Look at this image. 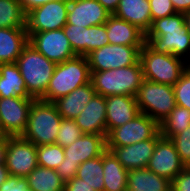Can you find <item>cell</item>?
Masks as SVG:
<instances>
[{
  "label": "cell",
  "instance_id": "6da1fadb",
  "mask_svg": "<svg viewBox=\"0 0 190 191\" xmlns=\"http://www.w3.org/2000/svg\"><path fill=\"white\" fill-rule=\"evenodd\" d=\"M145 44L156 53L172 54L182 59L188 56L190 59V36L184 13L154 20L146 34Z\"/></svg>",
  "mask_w": 190,
  "mask_h": 191
},
{
  "label": "cell",
  "instance_id": "7a4b0ae2",
  "mask_svg": "<svg viewBox=\"0 0 190 191\" xmlns=\"http://www.w3.org/2000/svg\"><path fill=\"white\" fill-rule=\"evenodd\" d=\"M62 116L53 102L35 99L22 138L36 146L55 144Z\"/></svg>",
  "mask_w": 190,
  "mask_h": 191
},
{
  "label": "cell",
  "instance_id": "3957f363",
  "mask_svg": "<svg viewBox=\"0 0 190 191\" xmlns=\"http://www.w3.org/2000/svg\"><path fill=\"white\" fill-rule=\"evenodd\" d=\"M91 73L87 57L75 56L56 65L46 93L40 100L54 102L73 90L90 82Z\"/></svg>",
  "mask_w": 190,
  "mask_h": 191
},
{
  "label": "cell",
  "instance_id": "277c9868",
  "mask_svg": "<svg viewBox=\"0 0 190 191\" xmlns=\"http://www.w3.org/2000/svg\"><path fill=\"white\" fill-rule=\"evenodd\" d=\"M28 94L40 99L47 91L56 63L47 59L31 44H27L16 60Z\"/></svg>",
  "mask_w": 190,
  "mask_h": 191
},
{
  "label": "cell",
  "instance_id": "5b68a950",
  "mask_svg": "<svg viewBox=\"0 0 190 191\" xmlns=\"http://www.w3.org/2000/svg\"><path fill=\"white\" fill-rule=\"evenodd\" d=\"M90 73V81L96 94L104 97L112 95L136 97L144 79L139 60L134 65L128 67Z\"/></svg>",
  "mask_w": 190,
  "mask_h": 191
},
{
  "label": "cell",
  "instance_id": "8992f818",
  "mask_svg": "<svg viewBox=\"0 0 190 191\" xmlns=\"http://www.w3.org/2000/svg\"><path fill=\"white\" fill-rule=\"evenodd\" d=\"M182 58L172 54L156 53L146 44L141 48L139 61L143 78L152 82L173 86L190 65Z\"/></svg>",
  "mask_w": 190,
  "mask_h": 191
},
{
  "label": "cell",
  "instance_id": "52a82bcc",
  "mask_svg": "<svg viewBox=\"0 0 190 191\" xmlns=\"http://www.w3.org/2000/svg\"><path fill=\"white\" fill-rule=\"evenodd\" d=\"M63 149L65 158L56 171L64 181H68L75 177L81 163L99 157L107 151L106 136L83 134L73 144Z\"/></svg>",
  "mask_w": 190,
  "mask_h": 191
},
{
  "label": "cell",
  "instance_id": "ba28073f",
  "mask_svg": "<svg viewBox=\"0 0 190 191\" xmlns=\"http://www.w3.org/2000/svg\"><path fill=\"white\" fill-rule=\"evenodd\" d=\"M140 113L148 115L159 124L176 107L173 86L142 80L136 95Z\"/></svg>",
  "mask_w": 190,
  "mask_h": 191
},
{
  "label": "cell",
  "instance_id": "9c48e42d",
  "mask_svg": "<svg viewBox=\"0 0 190 191\" xmlns=\"http://www.w3.org/2000/svg\"><path fill=\"white\" fill-rule=\"evenodd\" d=\"M142 47L108 44L96 49L86 56L90 72H100L134 65L139 60Z\"/></svg>",
  "mask_w": 190,
  "mask_h": 191
},
{
  "label": "cell",
  "instance_id": "30bf717a",
  "mask_svg": "<svg viewBox=\"0 0 190 191\" xmlns=\"http://www.w3.org/2000/svg\"><path fill=\"white\" fill-rule=\"evenodd\" d=\"M160 131L159 123L140 113L133 120L112 129L106 136L107 147L129 146L153 138Z\"/></svg>",
  "mask_w": 190,
  "mask_h": 191
},
{
  "label": "cell",
  "instance_id": "8fae6325",
  "mask_svg": "<svg viewBox=\"0 0 190 191\" xmlns=\"http://www.w3.org/2000/svg\"><path fill=\"white\" fill-rule=\"evenodd\" d=\"M69 0H53L26 14L27 33L62 29L67 23Z\"/></svg>",
  "mask_w": 190,
  "mask_h": 191
},
{
  "label": "cell",
  "instance_id": "7c38bea8",
  "mask_svg": "<svg viewBox=\"0 0 190 191\" xmlns=\"http://www.w3.org/2000/svg\"><path fill=\"white\" fill-rule=\"evenodd\" d=\"M5 164L10 175L26 178L38 166L37 146L21 136H8Z\"/></svg>",
  "mask_w": 190,
  "mask_h": 191
},
{
  "label": "cell",
  "instance_id": "4fadbf2b",
  "mask_svg": "<svg viewBox=\"0 0 190 191\" xmlns=\"http://www.w3.org/2000/svg\"><path fill=\"white\" fill-rule=\"evenodd\" d=\"M28 43L50 61L59 64L77 56L62 29L27 33Z\"/></svg>",
  "mask_w": 190,
  "mask_h": 191
},
{
  "label": "cell",
  "instance_id": "5bb4252c",
  "mask_svg": "<svg viewBox=\"0 0 190 191\" xmlns=\"http://www.w3.org/2000/svg\"><path fill=\"white\" fill-rule=\"evenodd\" d=\"M35 98L0 97V122L7 136H21L26 129L30 106Z\"/></svg>",
  "mask_w": 190,
  "mask_h": 191
},
{
  "label": "cell",
  "instance_id": "9a60e30c",
  "mask_svg": "<svg viewBox=\"0 0 190 191\" xmlns=\"http://www.w3.org/2000/svg\"><path fill=\"white\" fill-rule=\"evenodd\" d=\"M185 167L174 143L170 139L161 137L156 143L147 168L172 181Z\"/></svg>",
  "mask_w": 190,
  "mask_h": 191
},
{
  "label": "cell",
  "instance_id": "2e32d148",
  "mask_svg": "<svg viewBox=\"0 0 190 191\" xmlns=\"http://www.w3.org/2000/svg\"><path fill=\"white\" fill-rule=\"evenodd\" d=\"M110 15L97 0H69L66 25L83 28L102 25Z\"/></svg>",
  "mask_w": 190,
  "mask_h": 191
},
{
  "label": "cell",
  "instance_id": "e0dca14e",
  "mask_svg": "<svg viewBox=\"0 0 190 191\" xmlns=\"http://www.w3.org/2000/svg\"><path fill=\"white\" fill-rule=\"evenodd\" d=\"M162 137L160 131L151 139L129 146L107 147L126 170L147 168L157 141Z\"/></svg>",
  "mask_w": 190,
  "mask_h": 191
},
{
  "label": "cell",
  "instance_id": "ac0fdd59",
  "mask_svg": "<svg viewBox=\"0 0 190 191\" xmlns=\"http://www.w3.org/2000/svg\"><path fill=\"white\" fill-rule=\"evenodd\" d=\"M105 102L107 134L140 114L135 96L112 95L105 97Z\"/></svg>",
  "mask_w": 190,
  "mask_h": 191
},
{
  "label": "cell",
  "instance_id": "d6986e66",
  "mask_svg": "<svg viewBox=\"0 0 190 191\" xmlns=\"http://www.w3.org/2000/svg\"><path fill=\"white\" fill-rule=\"evenodd\" d=\"M74 120L83 134L107 136L105 97L95 94Z\"/></svg>",
  "mask_w": 190,
  "mask_h": 191
},
{
  "label": "cell",
  "instance_id": "ffe728a7",
  "mask_svg": "<svg viewBox=\"0 0 190 191\" xmlns=\"http://www.w3.org/2000/svg\"><path fill=\"white\" fill-rule=\"evenodd\" d=\"M110 44L144 46L146 34L131 23L110 15L105 23Z\"/></svg>",
  "mask_w": 190,
  "mask_h": 191
},
{
  "label": "cell",
  "instance_id": "44dd1931",
  "mask_svg": "<svg viewBox=\"0 0 190 191\" xmlns=\"http://www.w3.org/2000/svg\"><path fill=\"white\" fill-rule=\"evenodd\" d=\"M113 15L138 27L145 34L152 26L149 0H120Z\"/></svg>",
  "mask_w": 190,
  "mask_h": 191
},
{
  "label": "cell",
  "instance_id": "7402d4cb",
  "mask_svg": "<svg viewBox=\"0 0 190 191\" xmlns=\"http://www.w3.org/2000/svg\"><path fill=\"white\" fill-rule=\"evenodd\" d=\"M96 94L91 81L78 87L66 96L60 97L53 103L56 105L59 114L64 119H75L79 116L85 105Z\"/></svg>",
  "mask_w": 190,
  "mask_h": 191
},
{
  "label": "cell",
  "instance_id": "603a6c76",
  "mask_svg": "<svg viewBox=\"0 0 190 191\" xmlns=\"http://www.w3.org/2000/svg\"><path fill=\"white\" fill-rule=\"evenodd\" d=\"M27 44L26 29L0 28V64L16 63Z\"/></svg>",
  "mask_w": 190,
  "mask_h": 191
},
{
  "label": "cell",
  "instance_id": "cb8c5ba5",
  "mask_svg": "<svg viewBox=\"0 0 190 191\" xmlns=\"http://www.w3.org/2000/svg\"><path fill=\"white\" fill-rule=\"evenodd\" d=\"M171 181L148 168L128 172L127 191H171Z\"/></svg>",
  "mask_w": 190,
  "mask_h": 191
},
{
  "label": "cell",
  "instance_id": "d4e9b609",
  "mask_svg": "<svg viewBox=\"0 0 190 191\" xmlns=\"http://www.w3.org/2000/svg\"><path fill=\"white\" fill-rule=\"evenodd\" d=\"M31 97L26 89L23 77L16 63L0 64V97Z\"/></svg>",
  "mask_w": 190,
  "mask_h": 191
},
{
  "label": "cell",
  "instance_id": "484cf974",
  "mask_svg": "<svg viewBox=\"0 0 190 191\" xmlns=\"http://www.w3.org/2000/svg\"><path fill=\"white\" fill-rule=\"evenodd\" d=\"M128 172L111 151L103 154L104 191H127Z\"/></svg>",
  "mask_w": 190,
  "mask_h": 191
},
{
  "label": "cell",
  "instance_id": "4316f807",
  "mask_svg": "<svg viewBox=\"0 0 190 191\" xmlns=\"http://www.w3.org/2000/svg\"><path fill=\"white\" fill-rule=\"evenodd\" d=\"M26 179L30 191H64L65 181L54 169L38 165Z\"/></svg>",
  "mask_w": 190,
  "mask_h": 191
},
{
  "label": "cell",
  "instance_id": "83f0119b",
  "mask_svg": "<svg viewBox=\"0 0 190 191\" xmlns=\"http://www.w3.org/2000/svg\"><path fill=\"white\" fill-rule=\"evenodd\" d=\"M103 155L81 163L75 177L82 179L96 191H104Z\"/></svg>",
  "mask_w": 190,
  "mask_h": 191
},
{
  "label": "cell",
  "instance_id": "f1b7e54d",
  "mask_svg": "<svg viewBox=\"0 0 190 191\" xmlns=\"http://www.w3.org/2000/svg\"><path fill=\"white\" fill-rule=\"evenodd\" d=\"M159 126L162 137L171 139L190 126V110L176 105Z\"/></svg>",
  "mask_w": 190,
  "mask_h": 191
},
{
  "label": "cell",
  "instance_id": "f546056e",
  "mask_svg": "<svg viewBox=\"0 0 190 191\" xmlns=\"http://www.w3.org/2000/svg\"><path fill=\"white\" fill-rule=\"evenodd\" d=\"M0 28L26 29V14L19 0H0Z\"/></svg>",
  "mask_w": 190,
  "mask_h": 191
},
{
  "label": "cell",
  "instance_id": "4dcf8cb0",
  "mask_svg": "<svg viewBox=\"0 0 190 191\" xmlns=\"http://www.w3.org/2000/svg\"><path fill=\"white\" fill-rule=\"evenodd\" d=\"M65 158L64 149L58 144L37 146L38 165L56 170Z\"/></svg>",
  "mask_w": 190,
  "mask_h": 191
},
{
  "label": "cell",
  "instance_id": "1f68e13d",
  "mask_svg": "<svg viewBox=\"0 0 190 191\" xmlns=\"http://www.w3.org/2000/svg\"><path fill=\"white\" fill-rule=\"evenodd\" d=\"M84 43H85V57L92 51L110 44L105 24L95 25L86 28Z\"/></svg>",
  "mask_w": 190,
  "mask_h": 191
},
{
  "label": "cell",
  "instance_id": "d6a6232c",
  "mask_svg": "<svg viewBox=\"0 0 190 191\" xmlns=\"http://www.w3.org/2000/svg\"><path fill=\"white\" fill-rule=\"evenodd\" d=\"M82 135L83 133L74 119L62 118L55 144L65 148L73 144Z\"/></svg>",
  "mask_w": 190,
  "mask_h": 191
},
{
  "label": "cell",
  "instance_id": "836d02e7",
  "mask_svg": "<svg viewBox=\"0 0 190 191\" xmlns=\"http://www.w3.org/2000/svg\"><path fill=\"white\" fill-rule=\"evenodd\" d=\"M176 105L190 110V65L173 85Z\"/></svg>",
  "mask_w": 190,
  "mask_h": 191
},
{
  "label": "cell",
  "instance_id": "e575fe53",
  "mask_svg": "<svg viewBox=\"0 0 190 191\" xmlns=\"http://www.w3.org/2000/svg\"><path fill=\"white\" fill-rule=\"evenodd\" d=\"M85 30L86 28L74 27V25H65L63 27L65 36L77 56H85Z\"/></svg>",
  "mask_w": 190,
  "mask_h": 191
},
{
  "label": "cell",
  "instance_id": "d590c367",
  "mask_svg": "<svg viewBox=\"0 0 190 191\" xmlns=\"http://www.w3.org/2000/svg\"><path fill=\"white\" fill-rule=\"evenodd\" d=\"M179 154L181 162L190 167V126L170 139Z\"/></svg>",
  "mask_w": 190,
  "mask_h": 191
},
{
  "label": "cell",
  "instance_id": "8d00e7d4",
  "mask_svg": "<svg viewBox=\"0 0 190 191\" xmlns=\"http://www.w3.org/2000/svg\"><path fill=\"white\" fill-rule=\"evenodd\" d=\"M152 22L177 13L171 0H149Z\"/></svg>",
  "mask_w": 190,
  "mask_h": 191
},
{
  "label": "cell",
  "instance_id": "74e56055",
  "mask_svg": "<svg viewBox=\"0 0 190 191\" xmlns=\"http://www.w3.org/2000/svg\"><path fill=\"white\" fill-rule=\"evenodd\" d=\"M0 191H30L26 178L10 175L0 186Z\"/></svg>",
  "mask_w": 190,
  "mask_h": 191
},
{
  "label": "cell",
  "instance_id": "f35d334b",
  "mask_svg": "<svg viewBox=\"0 0 190 191\" xmlns=\"http://www.w3.org/2000/svg\"><path fill=\"white\" fill-rule=\"evenodd\" d=\"M171 191H190V167H185L172 181Z\"/></svg>",
  "mask_w": 190,
  "mask_h": 191
},
{
  "label": "cell",
  "instance_id": "ab89813d",
  "mask_svg": "<svg viewBox=\"0 0 190 191\" xmlns=\"http://www.w3.org/2000/svg\"><path fill=\"white\" fill-rule=\"evenodd\" d=\"M64 191H96L92 186L85 183L84 180L77 177L65 181Z\"/></svg>",
  "mask_w": 190,
  "mask_h": 191
},
{
  "label": "cell",
  "instance_id": "60d3db41",
  "mask_svg": "<svg viewBox=\"0 0 190 191\" xmlns=\"http://www.w3.org/2000/svg\"><path fill=\"white\" fill-rule=\"evenodd\" d=\"M19 1L21 3L24 13L27 14L30 10L43 5L48 1H53V0H19Z\"/></svg>",
  "mask_w": 190,
  "mask_h": 191
},
{
  "label": "cell",
  "instance_id": "b9f144b4",
  "mask_svg": "<svg viewBox=\"0 0 190 191\" xmlns=\"http://www.w3.org/2000/svg\"><path fill=\"white\" fill-rule=\"evenodd\" d=\"M177 13H186L190 11V0H171Z\"/></svg>",
  "mask_w": 190,
  "mask_h": 191
},
{
  "label": "cell",
  "instance_id": "7bdbcfd3",
  "mask_svg": "<svg viewBox=\"0 0 190 191\" xmlns=\"http://www.w3.org/2000/svg\"><path fill=\"white\" fill-rule=\"evenodd\" d=\"M109 14L113 15L118 7L120 0H97Z\"/></svg>",
  "mask_w": 190,
  "mask_h": 191
},
{
  "label": "cell",
  "instance_id": "ee69618b",
  "mask_svg": "<svg viewBox=\"0 0 190 191\" xmlns=\"http://www.w3.org/2000/svg\"><path fill=\"white\" fill-rule=\"evenodd\" d=\"M8 146V136L0 138V164H5Z\"/></svg>",
  "mask_w": 190,
  "mask_h": 191
},
{
  "label": "cell",
  "instance_id": "f6af8a7d",
  "mask_svg": "<svg viewBox=\"0 0 190 191\" xmlns=\"http://www.w3.org/2000/svg\"><path fill=\"white\" fill-rule=\"evenodd\" d=\"M10 173L6 167V164H0V186L8 179Z\"/></svg>",
  "mask_w": 190,
  "mask_h": 191
},
{
  "label": "cell",
  "instance_id": "bcb514c9",
  "mask_svg": "<svg viewBox=\"0 0 190 191\" xmlns=\"http://www.w3.org/2000/svg\"><path fill=\"white\" fill-rule=\"evenodd\" d=\"M184 15H185V25L187 27V31H188L189 36H190V11L184 13Z\"/></svg>",
  "mask_w": 190,
  "mask_h": 191
},
{
  "label": "cell",
  "instance_id": "7dc6e473",
  "mask_svg": "<svg viewBox=\"0 0 190 191\" xmlns=\"http://www.w3.org/2000/svg\"><path fill=\"white\" fill-rule=\"evenodd\" d=\"M4 136H7V135L3 132L2 125H1V122H0V138L4 137Z\"/></svg>",
  "mask_w": 190,
  "mask_h": 191
}]
</instances>
